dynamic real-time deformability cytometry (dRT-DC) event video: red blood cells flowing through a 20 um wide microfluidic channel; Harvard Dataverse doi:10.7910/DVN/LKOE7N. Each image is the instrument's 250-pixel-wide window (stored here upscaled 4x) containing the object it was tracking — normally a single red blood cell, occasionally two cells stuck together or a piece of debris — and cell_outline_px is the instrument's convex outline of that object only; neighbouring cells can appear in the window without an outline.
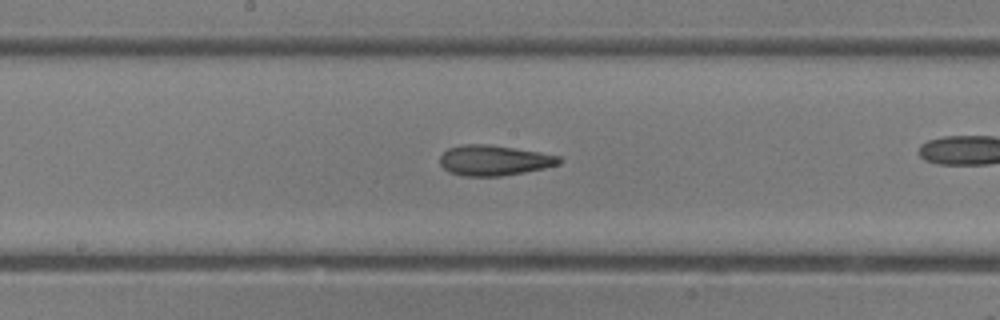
{"species": "common noctule bat (a hibernating species)", "species_latin": "Nyctalus noctula", "temperature_condition": "room temperature", "stored_images_in_passage": 24, "camera_frame_rate_fps": 3000, "um_per_image_px": 0.085, "animal": {"sex": "female"}, "frame": {"image": 1, "passage_image": 14, "time_ms": 4.333, "image_size_px": [1000, 320], "cell_outline_px": [[560, 164], [544, 168], [524, 172], [500, 176], [464, 176], [448, 172], [440, 164], [440, 156], [448, 148], [460, 144], [488, 144], [540, 152], [560, 156]], "centroid_in_image_um": [41.97, 13.62], "position_along_channel_um": 206.2, "area_um2": 21.1}}